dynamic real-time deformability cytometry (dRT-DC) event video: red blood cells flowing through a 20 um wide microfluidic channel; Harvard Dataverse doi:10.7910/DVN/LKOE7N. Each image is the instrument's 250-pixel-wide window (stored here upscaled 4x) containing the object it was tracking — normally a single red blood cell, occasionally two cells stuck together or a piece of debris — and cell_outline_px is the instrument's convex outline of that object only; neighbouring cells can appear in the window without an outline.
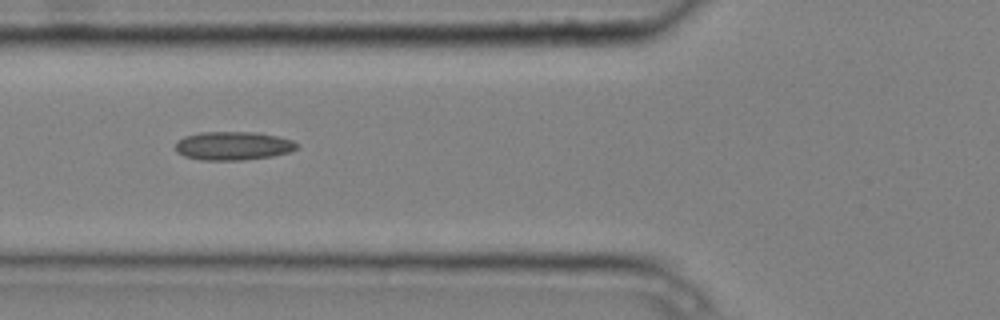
{"species": "common noctule bat (a hibernating species)", "species_latin": "Nyctalus noctula", "temperature_condition": "cold", "stored_images_in_passage": 9, "camera_frame_rate_fps": 3000, "um_per_image_px": 0.085, "animal": {"sex": "male", "body_mass_g": 20.4}, "frame": {"image": 1, "passage_image": 6, "time_ms": 1.667, "image_size_px": [1000, 320], "cell_outline_px": [[300, 148], [288, 152], [272, 156], [244, 160], [200, 160], [184, 156], [176, 152], [176, 140], [184, 136], [200, 132], [260, 132], [292, 140], [300, 144]], "centroid_in_image_um": [19.82, 12.39], "position_along_channel_um": 106.0, "area_um2": 20.46}}
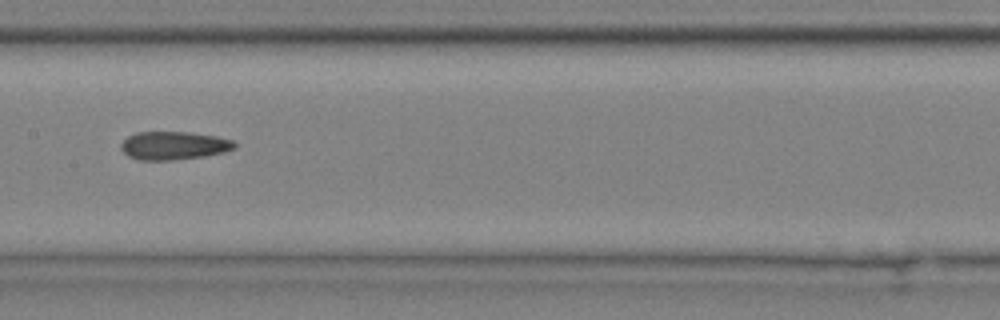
{"frame": {"image": 2, "passage_image": 8, "time_ms": 2.333, "image_size_px": [1000, 320], "cell_outline_px": [[236, 148], [224, 152], [204, 156], [172, 160], [140, 160], [128, 156], [120, 148], [120, 144], [128, 136], [136, 132], [188, 132], [216, 136], [236, 140]], "centroid_in_image_um": [14.79, 12.37], "position_along_channel_um": 192.6, "area_um2": 18.79}}
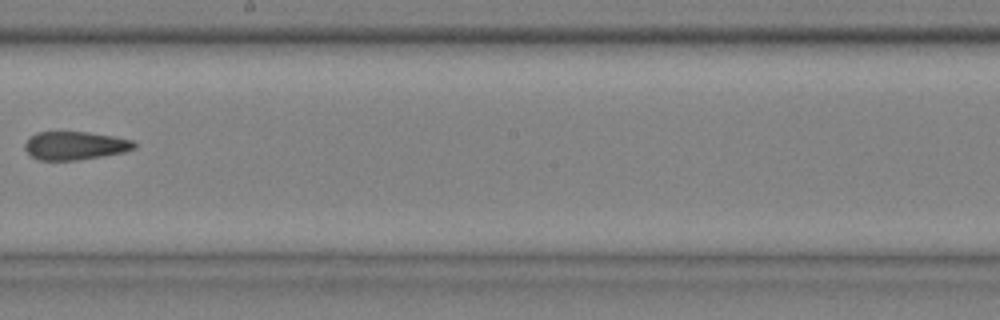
{"frame": {"image": 3, "passage_image": 9, "time_ms": 2.667, "image_size_px": [1000, 320], "cell_outline_px": [[136, 148], [124, 152], [76, 160], [40, 160], [32, 156], [24, 148], [24, 144], [36, 132], [88, 132], [116, 136], [132, 140], [136, 144]], "centroid_in_image_um": [6.4, 12.37], "position_along_channel_um": 241.8, "area_um2": 17.92}}